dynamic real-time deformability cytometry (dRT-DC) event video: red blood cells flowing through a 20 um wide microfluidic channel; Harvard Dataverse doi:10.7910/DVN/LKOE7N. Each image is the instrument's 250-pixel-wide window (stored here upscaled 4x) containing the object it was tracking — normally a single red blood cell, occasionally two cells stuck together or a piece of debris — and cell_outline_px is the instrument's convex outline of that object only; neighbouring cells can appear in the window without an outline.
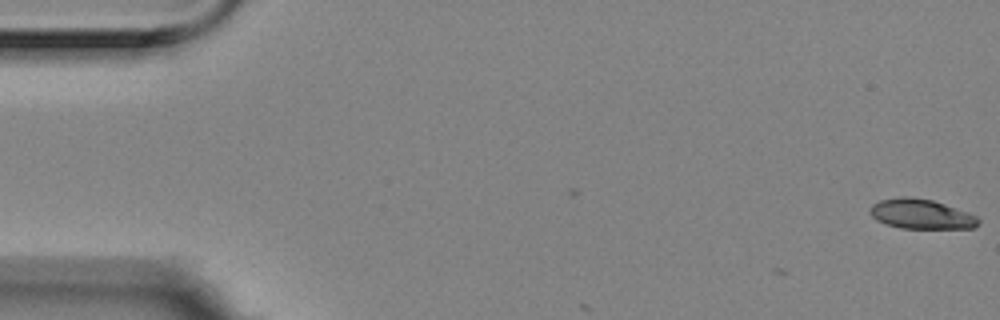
{"species": "Egyptian fruit bat (a non-hibernating species)", "species_latin": "Rousettus aegyptiacus", "temperature_condition": "room temperature", "stored_images_in_passage": 2, "camera_frame_rate_fps": 3000, "um_per_image_px": 0.085, "animal": {"sex": "female"}, "frame": {"image": 1, "passage_image": 2, "time_ms": 0.333, "image_size_px": [1000, 320], "cell_outline_px": [[980, 220], [972, 228], [900, 228], [876, 220], [872, 216], [872, 204], [880, 200], [904, 196], [912, 196], [932, 200], [944, 204], [976, 216]], "centroid_in_image_um": [78.28, 18.19], "position_along_channel_um": 6.7, "area_um2": 18.38}}